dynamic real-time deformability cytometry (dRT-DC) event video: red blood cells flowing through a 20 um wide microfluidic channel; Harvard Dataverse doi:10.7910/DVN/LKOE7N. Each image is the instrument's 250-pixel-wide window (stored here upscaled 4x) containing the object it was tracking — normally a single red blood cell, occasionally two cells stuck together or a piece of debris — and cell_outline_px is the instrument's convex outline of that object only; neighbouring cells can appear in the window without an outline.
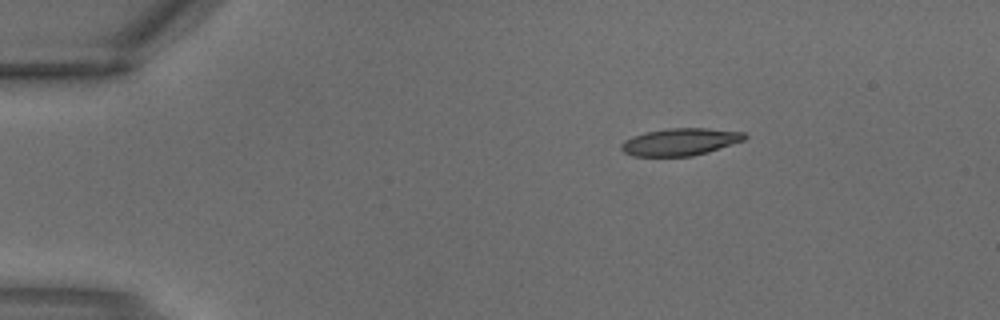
{"species": "common noctule bat (a hibernating species)", "species_latin": "Nyctalus noctula", "temperature_condition": "warm", "stored_images_in_passage": 2, "camera_frame_rate_fps": 3000, "um_per_image_px": 0.085, "animal": {"sex": "male", "body_mass_g": 18.8}, "frame": {"image": 1, "passage_image": 1, "time_ms": 0.0, "image_size_px": [1000, 320], "cell_outline_px": [[748, 136], [744, 140], [708, 152], [692, 156], [632, 156], [624, 152], [620, 148], [620, 144], [624, 140], [632, 136], [644, 132], [668, 128], [708, 128], [744, 132]], "centroid_in_image_um": [57.79, 12.05], "position_along_channel_um": 27.2, "area_um2": 19.71}}